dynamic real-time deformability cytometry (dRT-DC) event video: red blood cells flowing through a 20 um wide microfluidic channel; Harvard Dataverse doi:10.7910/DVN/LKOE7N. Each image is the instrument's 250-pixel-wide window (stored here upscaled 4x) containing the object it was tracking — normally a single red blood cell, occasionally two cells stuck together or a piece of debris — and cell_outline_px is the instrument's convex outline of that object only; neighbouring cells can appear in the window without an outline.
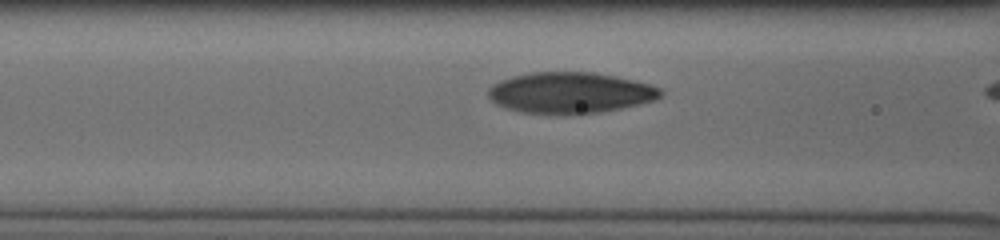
{"species": "human", "species_latin": "Homo sapiens", "temperature_condition": "cold", "stored_images_in_passage": 18, "camera_frame_rate_fps": 3000, "um_per_image_px": 0.085, "donor": {"sex": "male"}, "frame": {"image": 1, "passage_image": 9, "time_ms": 2.667, "image_size_px": [1000, 240], "cell_outline_px": [[664, 92], [656, 100], [640, 104], [600, 112], [564, 116], [520, 112], [504, 108], [496, 104], [488, 96], [488, 88], [492, 84], [500, 80], [512, 76], [532, 72], [592, 72], [616, 76], [648, 84], [660, 88]], "centroid_in_image_um": [48.43, 7.9], "position_along_channel_um": 118.2, "area_um2": 41.79}}
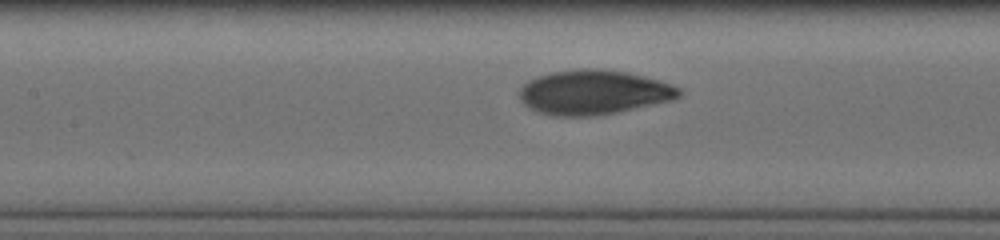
{"frame": {"image": 2, "passage_image": 12, "time_ms": 3.667, "image_size_px": [1000, 240], "cell_outline_px": [[684, 92], [680, 96], [672, 100], [616, 112], [592, 116], [556, 116], [536, 112], [524, 104], [520, 100], [520, 88], [528, 80], [536, 76], [552, 72], [580, 68], [592, 68], [628, 72], [660, 80], [672, 84], [680, 88]], "centroid_in_image_um": [50.46, 7.84], "position_along_channel_um": 156.9, "area_um2": 41.56}}
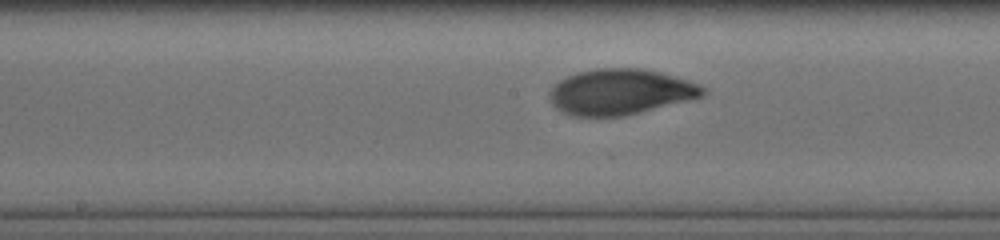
{"frame": {"image": 3, "passage_image": 15, "time_ms": 4.667, "image_size_px": [1000, 240], "cell_outline_px": [[708, 88], [704, 96], [624, 116], [576, 116], [564, 112], [556, 108], [552, 104], [548, 96], [548, 92], [560, 80], [576, 72], [596, 68], [644, 68], [660, 72], [688, 80]], "centroid_in_image_um": [52.74, 7.8], "position_along_channel_um": 195.5, "area_um2": 40.81}}